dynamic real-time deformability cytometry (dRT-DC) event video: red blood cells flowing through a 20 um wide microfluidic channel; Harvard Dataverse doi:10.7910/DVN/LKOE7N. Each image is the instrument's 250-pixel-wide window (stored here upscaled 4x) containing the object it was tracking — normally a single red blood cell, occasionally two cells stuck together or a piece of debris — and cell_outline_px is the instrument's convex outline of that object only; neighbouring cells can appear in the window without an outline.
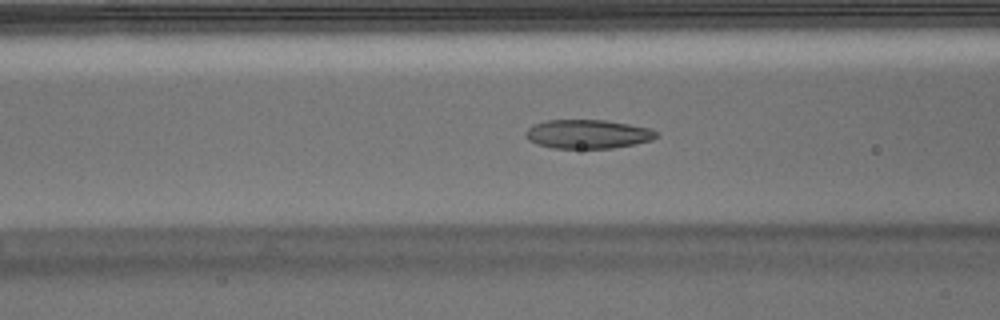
{"species": "Egyptian fruit bat (a non-hibernating species)", "species_latin": "Rousettus aegyptiacus", "temperature_condition": "warm", "stored_images_in_passage": 51, "camera_frame_rate_fps": 3000, "um_per_image_px": 0.085, "animal": {"sex": "male"}, "frame": {"image": 1, "passage_image": 18, "time_ms": 5.667, "image_size_px": [1000, 320], "cell_outline_px": [[660, 136], [652, 140], [612, 148], [552, 148], [536, 144], [528, 140], [524, 136], [524, 132], [532, 124], [544, 120], [604, 120], [652, 128], [660, 132]], "centroid_in_image_um": [49.95, 11.39], "position_along_channel_um": 116.7, "area_um2": 22.31}}
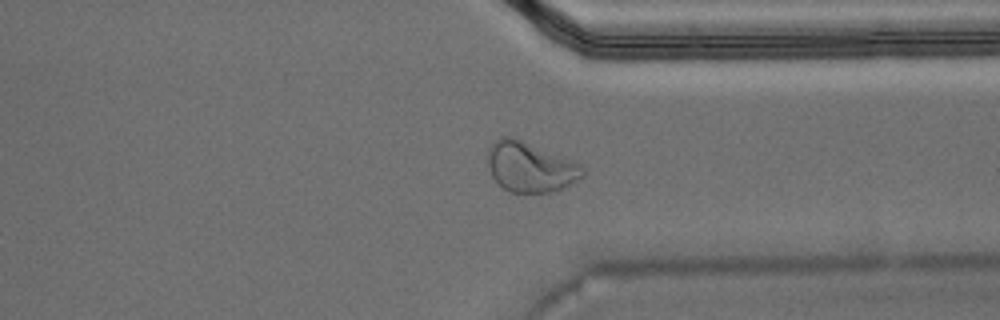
{"frame": {"image": 2, "passage_image": 38, "time_ms": 12.333, "image_size_px": [1000, 320], "cell_outline_px": [[584, 176], [552, 192], [508, 192], [492, 176], [488, 164], [488, 148], [500, 136], [508, 136], [520, 140], [580, 164], [584, 168]], "centroid_in_image_um": [45.03, 14.2], "position_along_channel_um": 366.4, "area_um2": 26.93}}
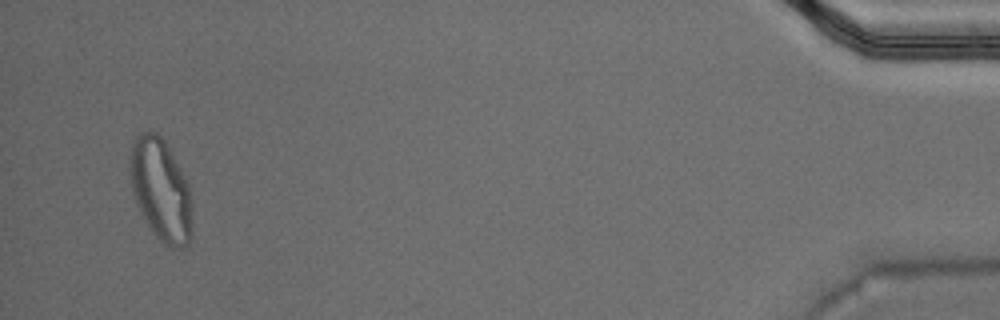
{"frame": {"image": 3, "passage_image": 49, "time_ms": 16.0, "image_size_px": [1000, 320], "cell_outline_px": [[192, 240], [188, 244], [180, 248], [172, 248], [164, 244], [156, 236], [140, 212], [136, 204], [132, 192], [128, 168], [132, 140], [140, 132], [148, 128], [156, 132], [164, 140], [184, 176], [188, 184], [192, 224]], "centroid_in_image_um": [13.63, 16.11], "position_along_channel_um": 421.6, "area_um2": 37.34}, "authors_computed_cell_mechanics": {"area_um2": 22.5998, "velocity_mm_per_s": 3.7602, "shape_relaxation_time_tau1_ms": 8.1281, "shape_relaxation_time_tau2_ms": 0.9878, "deformation_change_tau1": 0.2454, "deformation_change_tau2": 0.0741}}